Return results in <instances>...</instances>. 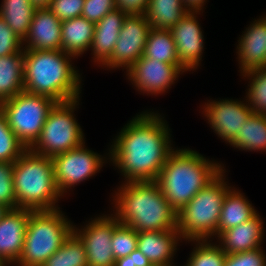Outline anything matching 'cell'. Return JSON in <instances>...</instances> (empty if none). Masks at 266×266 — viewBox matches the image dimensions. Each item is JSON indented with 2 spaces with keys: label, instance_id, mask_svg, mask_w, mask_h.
I'll list each match as a JSON object with an SVG mask.
<instances>
[{
  "label": "cell",
  "instance_id": "obj_1",
  "mask_svg": "<svg viewBox=\"0 0 266 266\" xmlns=\"http://www.w3.org/2000/svg\"><path fill=\"white\" fill-rule=\"evenodd\" d=\"M157 113L132 119L111 146V161L127 182L155 181L172 149L168 126Z\"/></svg>",
  "mask_w": 266,
  "mask_h": 266
},
{
  "label": "cell",
  "instance_id": "obj_2",
  "mask_svg": "<svg viewBox=\"0 0 266 266\" xmlns=\"http://www.w3.org/2000/svg\"><path fill=\"white\" fill-rule=\"evenodd\" d=\"M120 189V190H119ZM115 194V217L137 233L177 230V212L156 181L126 182Z\"/></svg>",
  "mask_w": 266,
  "mask_h": 266
},
{
  "label": "cell",
  "instance_id": "obj_3",
  "mask_svg": "<svg viewBox=\"0 0 266 266\" xmlns=\"http://www.w3.org/2000/svg\"><path fill=\"white\" fill-rule=\"evenodd\" d=\"M24 91L65 102L79 98L80 75L62 50L24 49Z\"/></svg>",
  "mask_w": 266,
  "mask_h": 266
},
{
  "label": "cell",
  "instance_id": "obj_4",
  "mask_svg": "<svg viewBox=\"0 0 266 266\" xmlns=\"http://www.w3.org/2000/svg\"><path fill=\"white\" fill-rule=\"evenodd\" d=\"M222 168L219 163H212L196 151L173 150L155 181L178 213L223 171Z\"/></svg>",
  "mask_w": 266,
  "mask_h": 266
},
{
  "label": "cell",
  "instance_id": "obj_5",
  "mask_svg": "<svg viewBox=\"0 0 266 266\" xmlns=\"http://www.w3.org/2000/svg\"><path fill=\"white\" fill-rule=\"evenodd\" d=\"M13 182L17 208L32 211L55 210L59 193L52 157L40 156L27 149L15 162Z\"/></svg>",
  "mask_w": 266,
  "mask_h": 266
},
{
  "label": "cell",
  "instance_id": "obj_6",
  "mask_svg": "<svg viewBox=\"0 0 266 266\" xmlns=\"http://www.w3.org/2000/svg\"><path fill=\"white\" fill-rule=\"evenodd\" d=\"M223 174L224 170L177 213V230L184 240H205L217 235L221 207L231 188Z\"/></svg>",
  "mask_w": 266,
  "mask_h": 266
},
{
  "label": "cell",
  "instance_id": "obj_7",
  "mask_svg": "<svg viewBox=\"0 0 266 266\" xmlns=\"http://www.w3.org/2000/svg\"><path fill=\"white\" fill-rule=\"evenodd\" d=\"M60 210L31 211L19 266H42L73 232Z\"/></svg>",
  "mask_w": 266,
  "mask_h": 266
},
{
  "label": "cell",
  "instance_id": "obj_8",
  "mask_svg": "<svg viewBox=\"0 0 266 266\" xmlns=\"http://www.w3.org/2000/svg\"><path fill=\"white\" fill-rule=\"evenodd\" d=\"M57 102L50 97L19 92L0 103V111L17 139L29 149L39 138L48 115Z\"/></svg>",
  "mask_w": 266,
  "mask_h": 266
},
{
  "label": "cell",
  "instance_id": "obj_9",
  "mask_svg": "<svg viewBox=\"0 0 266 266\" xmlns=\"http://www.w3.org/2000/svg\"><path fill=\"white\" fill-rule=\"evenodd\" d=\"M78 99L57 102L46 119L39 138L29 148L34 154L53 157L83 145L80 125L73 116Z\"/></svg>",
  "mask_w": 266,
  "mask_h": 266
},
{
  "label": "cell",
  "instance_id": "obj_10",
  "mask_svg": "<svg viewBox=\"0 0 266 266\" xmlns=\"http://www.w3.org/2000/svg\"><path fill=\"white\" fill-rule=\"evenodd\" d=\"M54 164L55 182L62 195L69 187L95 175L103 165L101 155L84 147L57 154L52 157Z\"/></svg>",
  "mask_w": 266,
  "mask_h": 266
},
{
  "label": "cell",
  "instance_id": "obj_11",
  "mask_svg": "<svg viewBox=\"0 0 266 266\" xmlns=\"http://www.w3.org/2000/svg\"><path fill=\"white\" fill-rule=\"evenodd\" d=\"M150 30V23L144 15L127 14L112 56L103 66L109 68L125 67L128 70L143 56Z\"/></svg>",
  "mask_w": 266,
  "mask_h": 266
},
{
  "label": "cell",
  "instance_id": "obj_12",
  "mask_svg": "<svg viewBox=\"0 0 266 266\" xmlns=\"http://www.w3.org/2000/svg\"><path fill=\"white\" fill-rule=\"evenodd\" d=\"M119 224L116 217L104 215L92 220L82 231L73 228L84 244L88 266H114L111 240Z\"/></svg>",
  "mask_w": 266,
  "mask_h": 266
},
{
  "label": "cell",
  "instance_id": "obj_13",
  "mask_svg": "<svg viewBox=\"0 0 266 266\" xmlns=\"http://www.w3.org/2000/svg\"><path fill=\"white\" fill-rule=\"evenodd\" d=\"M184 71L187 70L181 64H168L142 56L127 70V76L139 91L155 95L169 89Z\"/></svg>",
  "mask_w": 266,
  "mask_h": 266
},
{
  "label": "cell",
  "instance_id": "obj_14",
  "mask_svg": "<svg viewBox=\"0 0 266 266\" xmlns=\"http://www.w3.org/2000/svg\"><path fill=\"white\" fill-rule=\"evenodd\" d=\"M205 116L211 128L227 142H231L239 129L249 119L253 110L241 101L223 99L212 101L204 105Z\"/></svg>",
  "mask_w": 266,
  "mask_h": 266
},
{
  "label": "cell",
  "instance_id": "obj_15",
  "mask_svg": "<svg viewBox=\"0 0 266 266\" xmlns=\"http://www.w3.org/2000/svg\"><path fill=\"white\" fill-rule=\"evenodd\" d=\"M198 11H189L171 28L176 44L178 60L188 71L199 66L203 51V34L196 15Z\"/></svg>",
  "mask_w": 266,
  "mask_h": 266
},
{
  "label": "cell",
  "instance_id": "obj_16",
  "mask_svg": "<svg viewBox=\"0 0 266 266\" xmlns=\"http://www.w3.org/2000/svg\"><path fill=\"white\" fill-rule=\"evenodd\" d=\"M32 210H8L0 220V261L6 265L17 263L23 251L25 232Z\"/></svg>",
  "mask_w": 266,
  "mask_h": 266
},
{
  "label": "cell",
  "instance_id": "obj_17",
  "mask_svg": "<svg viewBox=\"0 0 266 266\" xmlns=\"http://www.w3.org/2000/svg\"><path fill=\"white\" fill-rule=\"evenodd\" d=\"M62 21L49 9H35L30 28L22 40L31 50H61Z\"/></svg>",
  "mask_w": 266,
  "mask_h": 266
},
{
  "label": "cell",
  "instance_id": "obj_18",
  "mask_svg": "<svg viewBox=\"0 0 266 266\" xmlns=\"http://www.w3.org/2000/svg\"><path fill=\"white\" fill-rule=\"evenodd\" d=\"M255 21L246 29L237 46L241 73L266 67L265 17Z\"/></svg>",
  "mask_w": 266,
  "mask_h": 266
},
{
  "label": "cell",
  "instance_id": "obj_19",
  "mask_svg": "<svg viewBox=\"0 0 266 266\" xmlns=\"http://www.w3.org/2000/svg\"><path fill=\"white\" fill-rule=\"evenodd\" d=\"M181 239L178 230L146 231L138 233L137 249L154 265L171 266Z\"/></svg>",
  "mask_w": 266,
  "mask_h": 266
},
{
  "label": "cell",
  "instance_id": "obj_20",
  "mask_svg": "<svg viewBox=\"0 0 266 266\" xmlns=\"http://www.w3.org/2000/svg\"><path fill=\"white\" fill-rule=\"evenodd\" d=\"M263 225V221L257 213L249 221L223 231L218 236V239L222 242L219 246L226 254L257 249L262 244Z\"/></svg>",
  "mask_w": 266,
  "mask_h": 266
},
{
  "label": "cell",
  "instance_id": "obj_21",
  "mask_svg": "<svg viewBox=\"0 0 266 266\" xmlns=\"http://www.w3.org/2000/svg\"><path fill=\"white\" fill-rule=\"evenodd\" d=\"M126 15L123 11L115 9L95 23L93 41L90 47L95 56L94 62L97 61L103 65L112 56Z\"/></svg>",
  "mask_w": 266,
  "mask_h": 266
},
{
  "label": "cell",
  "instance_id": "obj_22",
  "mask_svg": "<svg viewBox=\"0 0 266 266\" xmlns=\"http://www.w3.org/2000/svg\"><path fill=\"white\" fill-rule=\"evenodd\" d=\"M95 23L83 16L62 21L61 50L73 57L87 51L92 44Z\"/></svg>",
  "mask_w": 266,
  "mask_h": 266
},
{
  "label": "cell",
  "instance_id": "obj_23",
  "mask_svg": "<svg viewBox=\"0 0 266 266\" xmlns=\"http://www.w3.org/2000/svg\"><path fill=\"white\" fill-rule=\"evenodd\" d=\"M24 50L0 57V103L24 90Z\"/></svg>",
  "mask_w": 266,
  "mask_h": 266
},
{
  "label": "cell",
  "instance_id": "obj_24",
  "mask_svg": "<svg viewBox=\"0 0 266 266\" xmlns=\"http://www.w3.org/2000/svg\"><path fill=\"white\" fill-rule=\"evenodd\" d=\"M257 214V211L243 196L242 193L232 189L228 190L223 205L219 224L217 227V237L227 229L249 221Z\"/></svg>",
  "mask_w": 266,
  "mask_h": 266
},
{
  "label": "cell",
  "instance_id": "obj_25",
  "mask_svg": "<svg viewBox=\"0 0 266 266\" xmlns=\"http://www.w3.org/2000/svg\"><path fill=\"white\" fill-rule=\"evenodd\" d=\"M188 12L182 0H149L144 16L151 29L171 30Z\"/></svg>",
  "mask_w": 266,
  "mask_h": 266
},
{
  "label": "cell",
  "instance_id": "obj_26",
  "mask_svg": "<svg viewBox=\"0 0 266 266\" xmlns=\"http://www.w3.org/2000/svg\"><path fill=\"white\" fill-rule=\"evenodd\" d=\"M35 9L30 0H3L0 17L23 40L30 28Z\"/></svg>",
  "mask_w": 266,
  "mask_h": 266
},
{
  "label": "cell",
  "instance_id": "obj_27",
  "mask_svg": "<svg viewBox=\"0 0 266 266\" xmlns=\"http://www.w3.org/2000/svg\"><path fill=\"white\" fill-rule=\"evenodd\" d=\"M230 145L249 151L266 150V115L252 113Z\"/></svg>",
  "mask_w": 266,
  "mask_h": 266
},
{
  "label": "cell",
  "instance_id": "obj_28",
  "mask_svg": "<svg viewBox=\"0 0 266 266\" xmlns=\"http://www.w3.org/2000/svg\"><path fill=\"white\" fill-rule=\"evenodd\" d=\"M143 57L168 64H180L171 31L151 29L146 41Z\"/></svg>",
  "mask_w": 266,
  "mask_h": 266
},
{
  "label": "cell",
  "instance_id": "obj_29",
  "mask_svg": "<svg viewBox=\"0 0 266 266\" xmlns=\"http://www.w3.org/2000/svg\"><path fill=\"white\" fill-rule=\"evenodd\" d=\"M42 266H88L83 242L72 232L63 245Z\"/></svg>",
  "mask_w": 266,
  "mask_h": 266
},
{
  "label": "cell",
  "instance_id": "obj_30",
  "mask_svg": "<svg viewBox=\"0 0 266 266\" xmlns=\"http://www.w3.org/2000/svg\"><path fill=\"white\" fill-rule=\"evenodd\" d=\"M242 75L252 79L247 93L249 107L255 114L266 115V67L252 69Z\"/></svg>",
  "mask_w": 266,
  "mask_h": 266
},
{
  "label": "cell",
  "instance_id": "obj_31",
  "mask_svg": "<svg viewBox=\"0 0 266 266\" xmlns=\"http://www.w3.org/2000/svg\"><path fill=\"white\" fill-rule=\"evenodd\" d=\"M205 240H188L196 241L197 245L190 254L186 266H223L227 254L219 245L211 244ZM202 241V242H201Z\"/></svg>",
  "mask_w": 266,
  "mask_h": 266
},
{
  "label": "cell",
  "instance_id": "obj_32",
  "mask_svg": "<svg viewBox=\"0 0 266 266\" xmlns=\"http://www.w3.org/2000/svg\"><path fill=\"white\" fill-rule=\"evenodd\" d=\"M27 149L11 130L0 111V162H15Z\"/></svg>",
  "mask_w": 266,
  "mask_h": 266
},
{
  "label": "cell",
  "instance_id": "obj_33",
  "mask_svg": "<svg viewBox=\"0 0 266 266\" xmlns=\"http://www.w3.org/2000/svg\"><path fill=\"white\" fill-rule=\"evenodd\" d=\"M138 233L131 227L119 224L113 232L111 245L116 259L126 257L137 249Z\"/></svg>",
  "mask_w": 266,
  "mask_h": 266
},
{
  "label": "cell",
  "instance_id": "obj_34",
  "mask_svg": "<svg viewBox=\"0 0 266 266\" xmlns=\"http://www.w3.org/2000/svg\"><path fill=\"white\" fill-rule=\"evenodd\" d=\"M13 172L14 162H0V205L8 210L17 208Z\"/></svg>",
  "mask_w": 266,
  "mask_h": 266
},
{
  "label": "cell",
  "instance_id": "obj_35",
  "mask_svg": "<svg viewBox=\"0 0 266 266\" xmlns=\"http://www.w3.org/2000/svg\"><path fill=\"white\" fill-rule=\"evenodd\" d=\"M223 266H266V255L261 247L234 254H227Z\"/></svg>",
  "mask_w": 266,
  "mask_h": 266
},
{
  "label": "cell",
  "instance_id": "obj_36",
  "mask_svg": "<svg viewBox=\"0 0 266 266\" xmlns=\"http://www.w3.org/2000/svg\"><path fill=\"white\" fill-rule=\"evenodd\" d=\"M116 9V0H85L81 16L97 23L107 13Z\"/></svg>",
  "mask_w": 266,
  "mask_h": 266
},
{
  "label": "cell",
  "instance_id": "obj_37",
  "mask_svg": "<svg viewBox=\"0 0 266 266\" xmlns=\"http://www.w3.org/2000/svg\"><path fill=\"white\" fill-rule=\"evenodd\" d=\"M85 0H52L49 9L60 21L81 16Z\"/></svg>",
  "mask_w": 266,
  "mask_h": 266
},
{
  "label": "cell",
  "instance_id": "obj_38",
  "mask_svg": "<svg viewBox=\"0 0 266 266\" xmlns=\"http://www.w3.org/2000/svg\"><path fill=\"white\" fill-rule=\"evenodd\" d=\"M22 40L0 17V57L22 52Z\"/></svg>",
  "mask_w": 266,
  "mask_h": 266
},
{
  "label": "cell",
  "instance_id": "obj_39",
  "mask_svg": "<svg viewBox=\"0 0 266 266\" xmlns=\"http://www.w3.org/2000/svg\"><path fill=\"white\" fill-rule=\"evenodd\" d=\"M149 0H116V9L131 15H144Z\"/></svg>",
  "mask_w": 266,
  "mask_h": 266
},
{
  "label": "cell",
  "instance_id": "obj_40",
  "mask_svg": "<svg viewBox=\"0 0 266 266\" xmlns=\"http://www.w3.org/2000/svg\"><path fill=\"white\" fill-rule=\"evenodd\" d=\"M129 256H133L135 266H151V262L141 253L140 250L135 249Z\"/></svg>",
  "mask_w": 266,
  "mask_h": 266
},
{
  "label": "cell",
  "instance_id": "obj_41",
  "mask_svg": "<svg viewBox=\"0 0 266 266\" xmlns=\"http://www.w3.org/2000/svg\"><path fill=\"white\" fill-rule=\"evenodd\" d=\"M183 5L189 10V11H198L200 12L202 10V7L204 5L205 0H182Z\"/></svg>",
  "mask_w": 266,
  "mask_h": 266
},
{
  "label": "cell",
  "instance_id": "obj_42",
  "mask_svg": "<svg viewBox=\"0 0 266 266\" xmlns=\"http://www.w3.org/2000/svg\"><path fill=\"white\" fill-rule=\"evenodd\" d=\"M114 266H135L133 262V256H126L116 259Z\"/></svg>",
  "mask_w": 266,
  "mask_h": 266
},
{
  "label": "cell",
  "instance_id": "obj_43",
  "mask_svg": "<svg viewBox=\"0 0 266 266\" xmlns=\"http://www.w3.org/2000/svg\"><path fill=\"white\" fill-rule=\"evenodd\" d=\"M36 9L49 8L52 0H30Z\"/></svg>",
  "mask_w": 266,
  "mask_h": 266
},
{
  "label": "cell",
  "instance_id": "obj_44",
  "mask_svg": "<svg viewBox=\"0 0 266 266\" xmlns=\"http://www.w3.org/2000/svg\"><path fill=\"white\" fill-rule=\"evenodd\" d=\"M7 211L8 209L6 207H4L3 205H0V220L2 219V217Z\"/></svg>",
  "mask_w": 266,
  "mask_h": 266
},
{
  "label": "cell",
  "instance_id": "obj_45",
  "mask_svg": "<svg viewBox=\"0 0 266 266\" xmlns=\"http://www.w3.org/2000/svg\"><path fill=\"white\" fill-rule=\"evenodd\" d=\"M0 266H6V265H4V264L0 261Z\"/></svg>",
  "mask_w": 266,
  "mask_h": 266
}]
</instances>
